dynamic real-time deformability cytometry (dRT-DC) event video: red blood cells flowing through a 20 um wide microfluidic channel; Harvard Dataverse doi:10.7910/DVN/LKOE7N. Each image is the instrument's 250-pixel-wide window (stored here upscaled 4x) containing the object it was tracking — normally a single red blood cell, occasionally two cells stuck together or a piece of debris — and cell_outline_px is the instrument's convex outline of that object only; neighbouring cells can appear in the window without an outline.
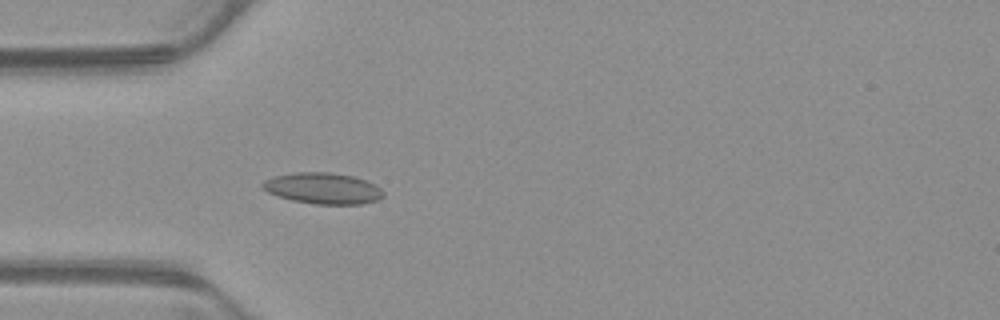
{"species": "common noctule bat (a hibernating species)", "species_latin": "Nyctalus noctula", "temperature_condition": "warm", "stored_images_in_passage": 53, "camera_frame_rate_fps": 3000, "um_per_image_px": 0.085, "animal": {"sex": "male", "body_mass_g": 23.1, "forearm_length_mm": 52.7}, "frame": {"image": 1, "passage_image": 16, "time_ms": 5.0, "image_size_px": [1000, 320], "cell_outline_px": [[384, 196], [376, 200], [360, 204], [312, 204], [292, 200], [276, 196], [268, 192], [260, 184], [264, 180], [276, 176], [296, 172], [328, 172], [352, 176], [376, 184], [384, 192]], "centroid_in_image_um": [27.44, 16.01], "position_along_channel_um": 57.6, "area_um2": 21.85}}
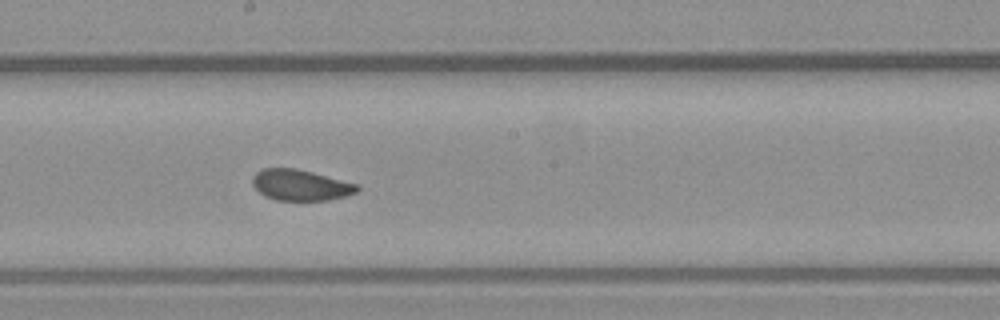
{"frame": {"image": 2, "passage_image": 29, "time_ms": 9.333, "image_size_px": [1000, 320], "cell_outline_px": [[360, 188], [356, 192], [344, 196], [328, 200], [276, 200], [264, 196], [252, 184], [252, 176], [256, 172], [264, 168], [296, 168], [312, 172], [356, 184]], "centroid_in_image_um": [25.5, 15.73], "position_along_channel_um": 222.7, "area_um2": 18.67}}
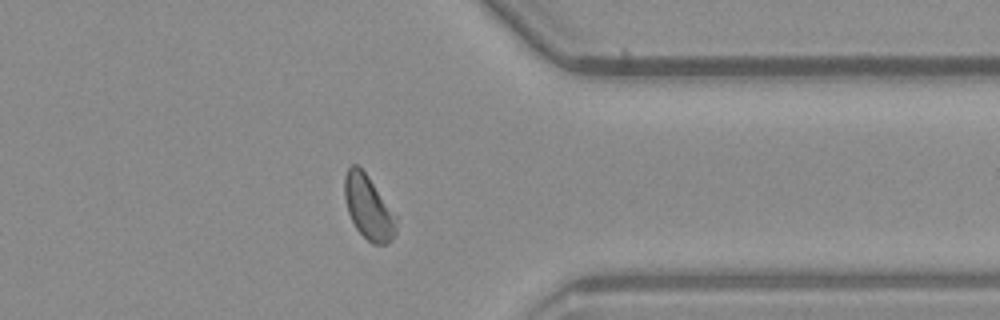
{"frame": {"image": 3, "passage_image": 42, "time_ms": 13.667, "image_size_px": [1000, 320], "cell_outline_px": [[396, 232], [392, 240], [384, 244], [372, 244], [356, 228], [348, 212], [344, 196], [344, 176], [348, 168], [352, 164], [356, 164], [368, 176], [396, 216]], "centroid_in_image_um": [31.3, 17.63], "position_along_channel_um": 380.1, "area_um2": 18.96}, "authors_computed_cell_mechanics": {"area_um2": 19.7098, "velocity_mm_per_s": 3.8644, "shape_relaxation_time_tau1_ms": 3.9767, "shape_relaxation_time_tau2_ms": 2.4182, "deformation_change_tau1": 0.0964, "deformation_change_tau2": 0.0666}}